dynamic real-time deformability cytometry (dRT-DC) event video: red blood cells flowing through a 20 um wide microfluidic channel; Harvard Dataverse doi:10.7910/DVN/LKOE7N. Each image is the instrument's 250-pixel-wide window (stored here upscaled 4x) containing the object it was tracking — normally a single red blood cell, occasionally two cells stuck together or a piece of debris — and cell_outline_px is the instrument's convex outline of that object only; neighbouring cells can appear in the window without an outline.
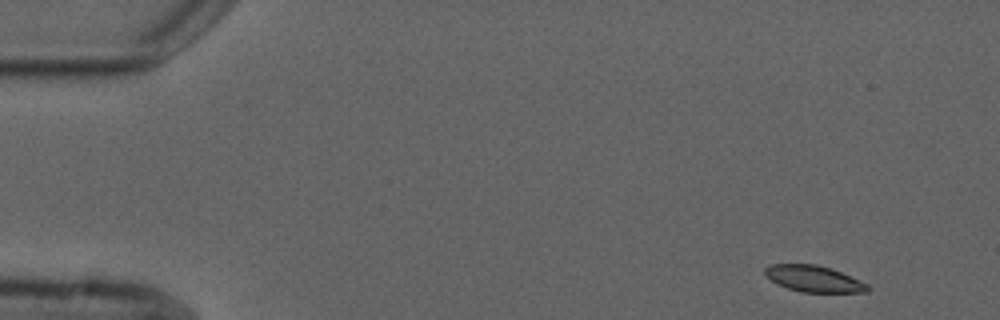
{"species": "common noctule bat (a hibernating species)", "species_latin": "Nyctalus noctula", "temperature_condition": "cold", "stored_images_in_passage": 6, "camera_frame_rate_fps": 3000, "um_per_image_px": 0.085, "animal": {"sex": "male", "forearm_length_mm": 52.5}, "frame": {"image": 1, "passage_image": 1, "time_ms": 0.0, "image_size_px": [1000, 320], "cell_outline_px": [[872, 288], [868, 292], [800, 292], [776, 284], [764, 272], [764, 268], [772, 264], [816, 264], [832, 268], [868, 284]], "centroid_in_image_um": [69.2, 23.69], "position_along_channel_um": 15.8, "area_um2": 15.78}}
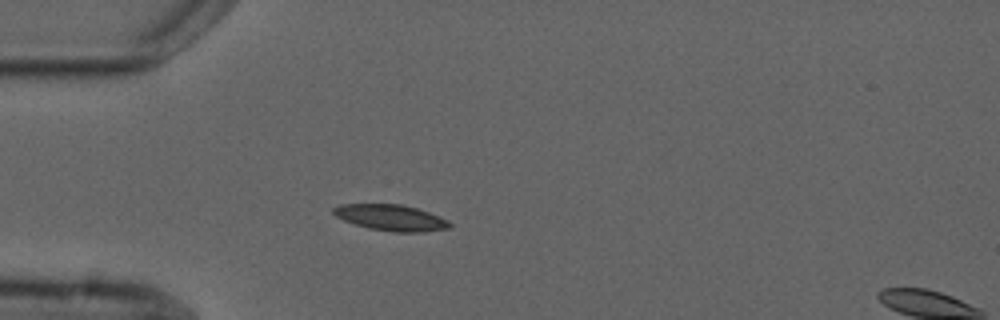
{"frame": {"image": 2, "passage_image": 4, "time_ms": 3.667, "image_size_px": [1000, 320], "cell_outline_px": [[452, 228], [424, 232], [392, 232], [368, 228], [344, 220], [336, 216], [332, 212], [332, 208], [340, 204], [404, 204], [428, 212], [448, 220], [452, 224]], "centroid_in_image_um": [33.25, 18.5], "position_along_channel_um": 51.7, "area_um2": 17.74}}
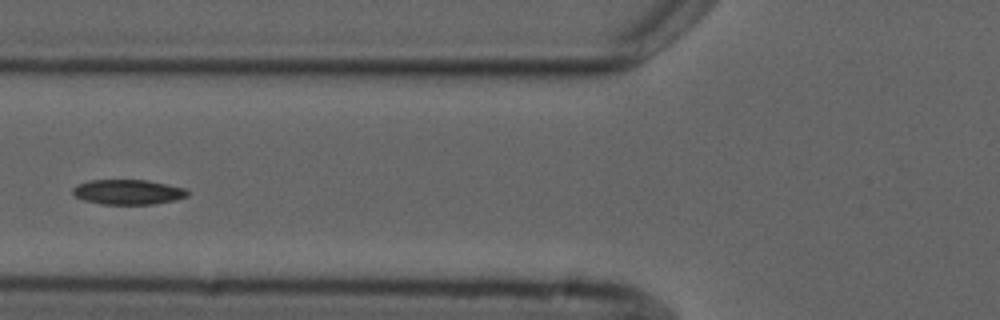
{"frame": {"image": 3, "passage_image": 6, "time_ms": 5.667, "image_size_px": [1000, 320], "cell_outline_px": [[188, 196], [176, 200], [152, 204], [100, 204], [84, 200], [76, 196], [72, 192], [72, 188], [76, 184], [88, 180], [148, 180], [168, 184], [184, 188], [188, 192]], "centroid_in_image_um": [10.86, 16.31], "position_along_channel_um": 114.9, "area_um2": 16.76}}